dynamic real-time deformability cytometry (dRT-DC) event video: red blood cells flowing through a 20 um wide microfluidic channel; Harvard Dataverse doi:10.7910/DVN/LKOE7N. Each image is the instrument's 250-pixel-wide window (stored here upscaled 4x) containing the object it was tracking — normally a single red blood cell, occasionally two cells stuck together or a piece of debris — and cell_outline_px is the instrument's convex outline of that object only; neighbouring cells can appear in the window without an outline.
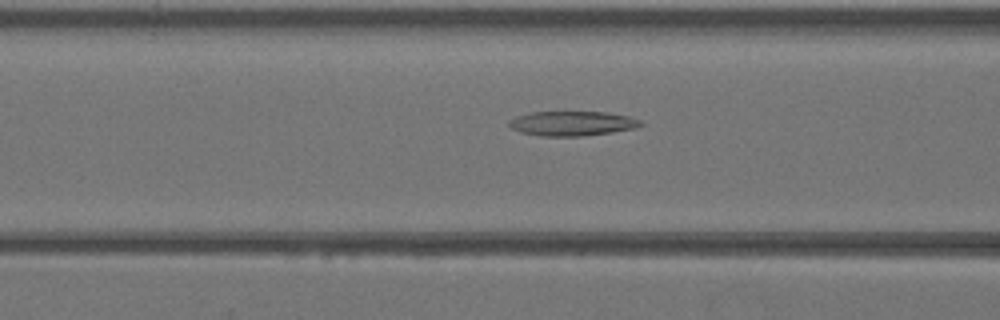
{"species": "Egyptian fruit bat (a non-hibernating species)", "species_latin": "Rousettus aegyptiacus", "temperature_condition": "warm", "stored_images_in_passage": 35, "camera_frame_rate_fps": 3000, "um_per_image_px": 0.085, "animal": {"sex": "female"}, "frame": {"image": 1, "passage_image": 10, "time_ms": 3.0, "image_size_px": [1000, 320], "cell_outline_px": [[644, 124], [636, 128], [612, 132], [584, 136], [540, 136], [520, 132], [512, 128], [508, 124], [508, 120], [516, 116], [532, 112], [608, 112], [628, 116], [640, 120]], "centroid_in_image_um": [48.63, 10.49], "position_along_channel_um": 118.0, "area_um2": 18.96}}
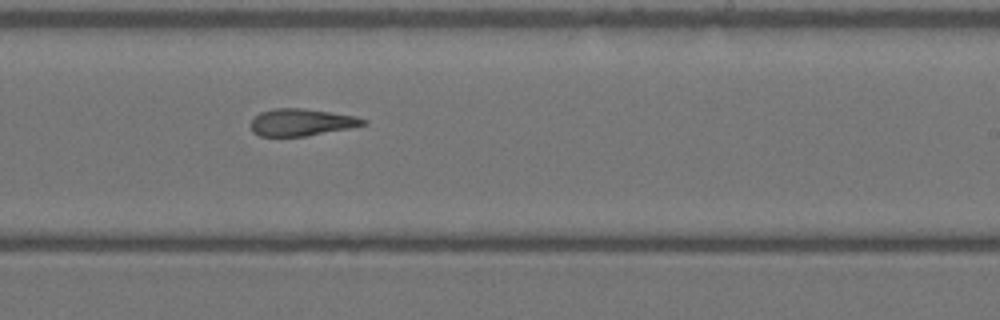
{"frame": {"image": 2, "passage_image": 19, "time_ms": 6.0, "image_size_px": [1000, 320], "cell_outline_px": [[368, 124], [348, 128], [304, 136], [260, 136], [252, 132], [248, 124], [260, 112], [276, 108], [304, 108], [356, 116], [368, 120]], "centroid_in_image_um": [25.6, 10.39], "position_along_channel_um": 263.4, "area_um2": 17.74}}
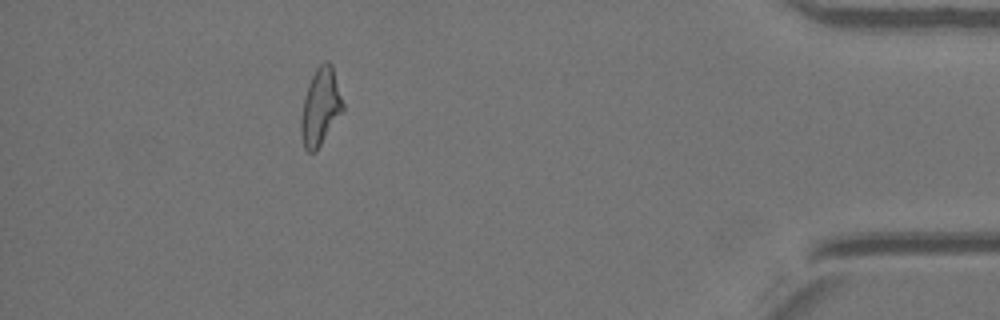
{"frame": {"image": 3, "passage_image": 31, "time_ms": 10.0, "image_size_px": [1000, 320], "cell_outline_px": [[344, 108], [316, 152], [308, 152], [304, 148], [300, 132], [300, 120], [304, 96], [308, 84], [316, 68], [324, 60], [328, 60], [332, 64], [344, 104]], "centroid_in_image_um": [27.22, 9.07], "position_along_channel_um": 408.0, "area_um2": 18.84}}